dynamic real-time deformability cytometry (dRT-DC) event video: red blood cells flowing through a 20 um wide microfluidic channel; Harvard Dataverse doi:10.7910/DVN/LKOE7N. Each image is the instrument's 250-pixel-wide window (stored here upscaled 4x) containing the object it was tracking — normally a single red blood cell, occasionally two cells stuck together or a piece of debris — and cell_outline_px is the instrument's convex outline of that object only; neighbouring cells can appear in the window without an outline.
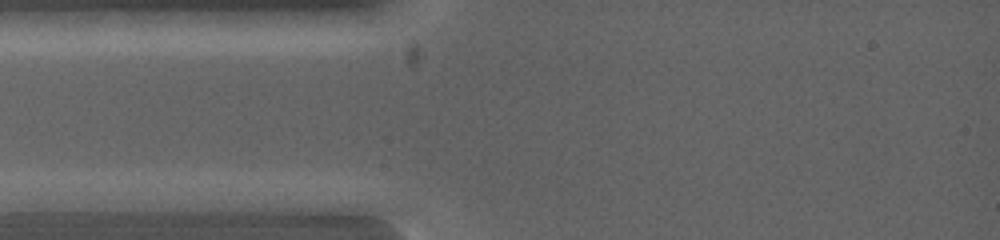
{"species": "common noctule bat (a hibernating species)", "species_latin": "Nyctalus noctula", "temperature_condition": "warm", "stored_images_in_passage": 2, "camera_frame_rate_fps": 5000, "um_per_image_px": 0.085, "animal": {"sex": "female", "body_mass_g": 19.0, "forearm_length_mm": 53.3}, "frame": {"image": 1, "passage_image": 1, "time_ms": 0.0, "image_size_px": [1000, 240], "cell_outline_px": [[104, 200], [88, 212], [16, 212], [16, 200], [40, 192], [96, 192]], "centroid_in_image_um": [5.01, 17.19], "position_along_channel_um": 80.0, "area_um2": 11.1}}